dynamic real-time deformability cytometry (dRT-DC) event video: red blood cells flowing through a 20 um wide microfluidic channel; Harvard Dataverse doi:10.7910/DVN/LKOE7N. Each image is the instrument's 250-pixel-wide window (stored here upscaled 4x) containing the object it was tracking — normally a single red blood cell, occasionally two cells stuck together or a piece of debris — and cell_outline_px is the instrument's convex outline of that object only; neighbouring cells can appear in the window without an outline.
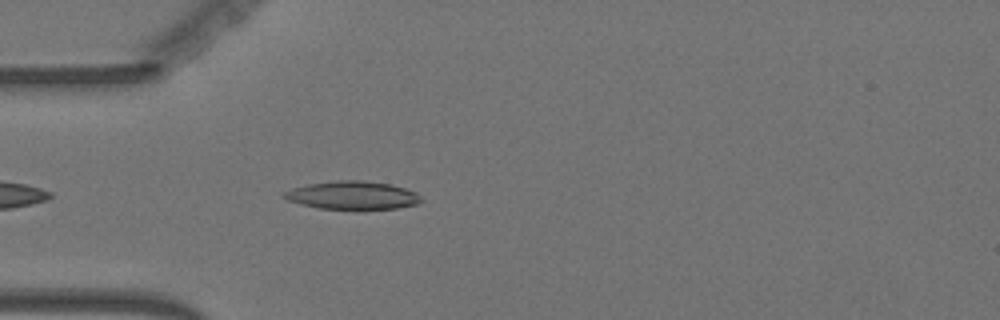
{"species": "Egyptian fruit bat (a non-hibernating species)", "species_latin": "Rousettus aegyptiacus", "temperature_condition": "warm", "stored_images_in_passage": 44, "camera_frame_rate_fps": 3000, "um_per_image_px": 0.085, "animal": {"sex": "female"}, "frame": {"image": 1, "passage_image": 4, "time_ms": 1.0, "image_size_px": [1000, 320], "cell_outline_px": [[424, 200], [416, 204], [396, 208], [320, 208], [300, 204], [288, 200], [280, 196], [284, 192], [292, 188], [308, 184], [336, 180], [364, 180], [388, 184], [404, 188], [416, 192]], "centroid_in_image_um": [29.94, 16.58], "position_along_channel_um": 55.1, "area_um2": 22.2}}
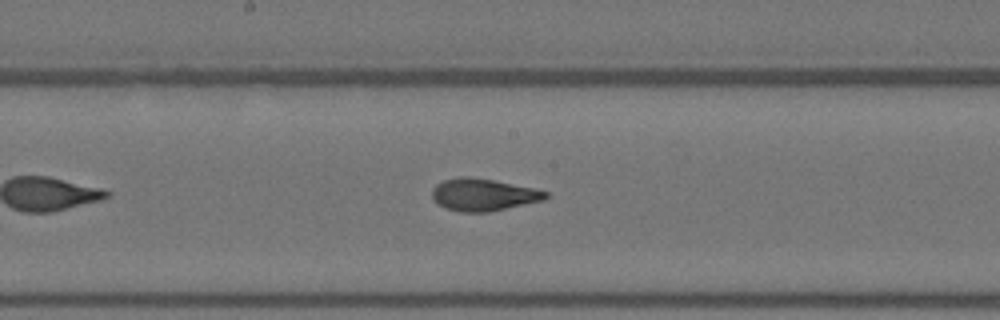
{"frame": {"image": 2, "passage_image": 17, "time_ms": 5.333, "image_size_px": [1000, 320], "cell_outline_px": [[548, 196], [544, 200], [488, 212], [460, 212], [444, 208], [436, 204], [432, 196], [432, 188], [436, 184], [444, 180], [460, 176], [468, 176], [492, 180], [532, 188], [548, 192]], "centroid_in_image_um": [41.02, 16.56], "position_along_channel_um": 207.2, "area_um2": 21.27}}
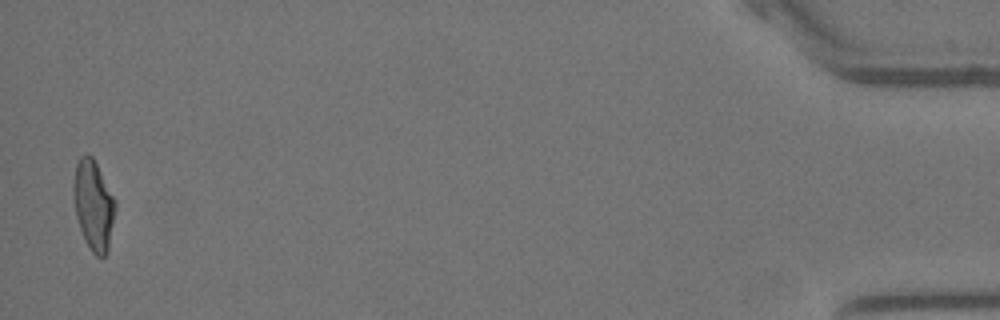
{"frame": {"image": 3, "passage_image": 43, "time_ms": 14.0, "image_size_px": [1000, 320], "cell_outline_px": [[116, 208], [108, 252], [104, 256], [96, 256], [92, 252], [84, 240], [76, 216], [72, 192], [72, 184], [76, 164], [80, 156], [92, 156], [116, 200]], "centroid_in_image_um": [7.94, 17.46], "position_along_channel_um": 427.3, "area_um2": 22.02}, "authors_computed_cell_mechanics": {"area_um2": 21.2415, "velocity_mm_per_s": 3.6042, "shape_relaxation_time_tau1_ms": 5.7994, "shape_relaxation_time_tau2_ms": 1.7992, "deformation_change_tau1": 0.2074, "deformation_change_tau2": 0.0988}}